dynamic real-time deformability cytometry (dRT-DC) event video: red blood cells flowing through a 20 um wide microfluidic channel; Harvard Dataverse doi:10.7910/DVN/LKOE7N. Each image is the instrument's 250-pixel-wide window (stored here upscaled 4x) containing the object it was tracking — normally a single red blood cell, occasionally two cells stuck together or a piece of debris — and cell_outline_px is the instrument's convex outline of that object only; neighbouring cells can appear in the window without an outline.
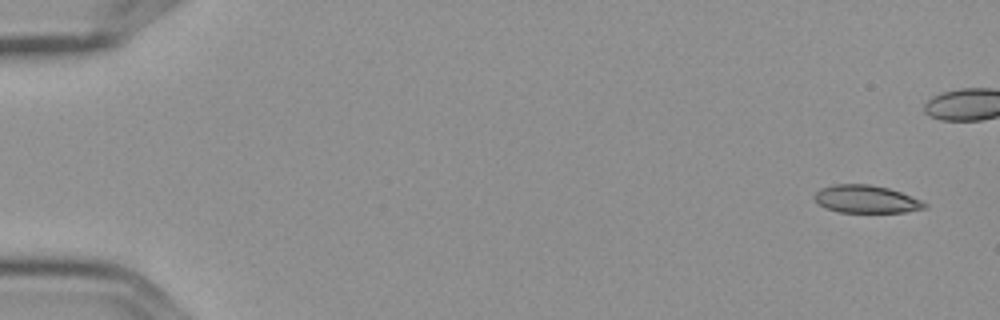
{"species": "Egyptian fruit bat (a non-hibernating species)", "species_latin": "Rousettus aegyptiacus", "temperature_condition": "cold", "stored_images_in_passage": 6, "camera_frame_rate_fps": 3000, "um_per_image_px": 0.085, "frame": {"image": 1, "passage_image": 1, "time_ms": 0.0, "image_size_px": [1000, 320], "cell_outline_px": [[928, 208], [908, 212], [840, 212], [824, 208], [812, 196], [820, 188], [832, 184], [868, 184], [888, 188], [900, 192], [920, 200], [928, 204]], "centroid_in_image_um": [73.62, 16.93], "position_along_channel_um": 11.4, "area_um2": 17.86}}
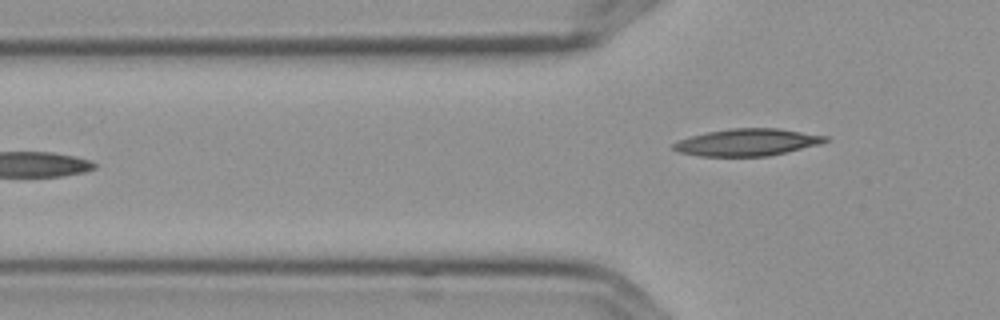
{"frame": {"image": 2, "passage_image": 6, "time_ms": 1.667, "image_size_px": [1000, 320], "cell_outline_px": [[828, 140], [820, 144], [768, 156], [700, 156], [680, 152], [672, 148], [672, 144], [676, 140], [708, 132], [728, 128], [776, 128], [828, 136]], "centroid_in_image_um": [63.49, 12.09], "position_along_channel_um": 62.3, "area_um2": 23.81}}